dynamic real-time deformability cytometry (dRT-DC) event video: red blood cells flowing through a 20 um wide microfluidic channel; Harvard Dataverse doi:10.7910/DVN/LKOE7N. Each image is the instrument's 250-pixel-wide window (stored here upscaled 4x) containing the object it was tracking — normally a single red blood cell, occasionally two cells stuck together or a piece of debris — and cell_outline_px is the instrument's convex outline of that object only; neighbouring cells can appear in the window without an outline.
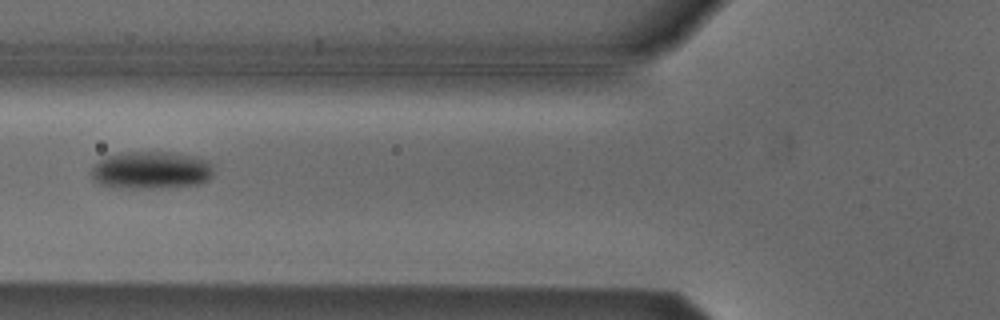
{"species": "Egyptian fruit bat (a non-hibernating species)", "species_latin": "Rousettus aegyptiacus", "temperature_condition": "cold", "stored_images_in_passage": 6, "camera_frame_rate_fps": 3000, "um_per_image_px": 0.085, "animal": {"sex": "male"}, "frame": {"image": 1, "passage_image": 5, "time_ms": 1.333, "image_size_px": [1000, 320], "cell_outline_px": [[212, 176], [208, 180], [196, 184], [152, 188], [120, 188], [100, 184], [92, 180], [92, 168], [100, 160], [108, 156], [124, 152], [168, 152], [196, 156], [208, 160], [212, 164]], "centroid_in_image_um": [12.85, 14.46], "position_along_channel_um": 112.9, "area_um2": 26.65}}
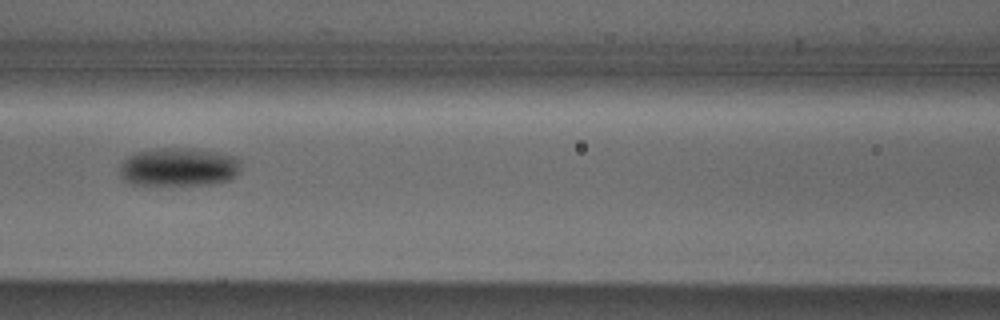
{"frame": {"image": 2, "passage_image": 6, "time_ms": 1.667, "image_size_px": [1000, 320], "cell_outline_px": [[240, 168], [236, 176], [232, 180], [208, 184], [156, 188], [132, 184], [124, 180], [120, 176], [120, 164], [128, 156], [136, 152], [160, 148], [196, 148], [216, 152], [232, 156], [240, 160]], "centroid_in_image_um": [15.15, 14.25], "position_along_channel_um": 151.4, "area_um2": 28.21}}